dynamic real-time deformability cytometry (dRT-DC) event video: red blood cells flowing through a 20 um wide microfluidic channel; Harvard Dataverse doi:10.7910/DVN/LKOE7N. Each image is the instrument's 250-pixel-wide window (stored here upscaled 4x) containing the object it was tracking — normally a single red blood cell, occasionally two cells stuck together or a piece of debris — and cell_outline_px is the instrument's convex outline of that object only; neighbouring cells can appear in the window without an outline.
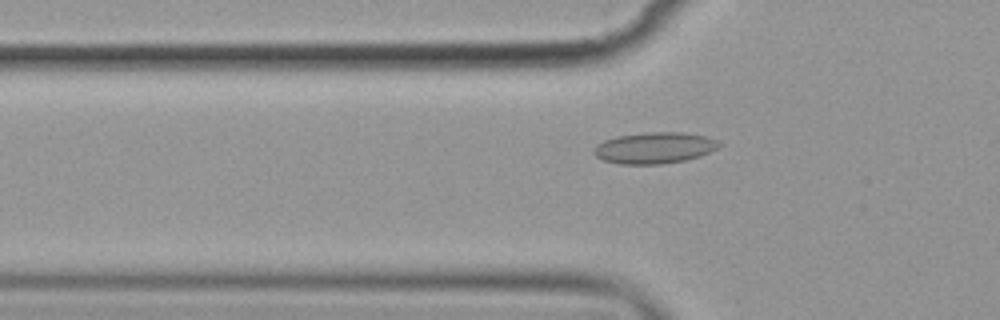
{"species": "common noctule bat (a hibernating species)", "species_latin": "Nyctalus noctula", "temperature_condition": "cold", "stored_images_in_passage": 5, "camera_frame_rate_fps": 3000, "um_per_image_px": 0.085, "animal": {"sex": "female", "body_mass_g": 19.9}, "frame": {"image": 1, "passage_image": 5, "time_ms": 4.667, "image_size_px": [1000, 320], "cell_outline_px": [[724, 144], [700, 156], [684, 160], [660, 164], [620, 164], [604, 160], [596, 156], [592, 152], [592, 148], [596, 144], [604, 140], [616, 136], [648, 132], [684, 132], [708, 136]], "centroid_in_image_um": [55.61, 12.56], "position_along_channel_um": 70.2, "area_um2": 22.95}}